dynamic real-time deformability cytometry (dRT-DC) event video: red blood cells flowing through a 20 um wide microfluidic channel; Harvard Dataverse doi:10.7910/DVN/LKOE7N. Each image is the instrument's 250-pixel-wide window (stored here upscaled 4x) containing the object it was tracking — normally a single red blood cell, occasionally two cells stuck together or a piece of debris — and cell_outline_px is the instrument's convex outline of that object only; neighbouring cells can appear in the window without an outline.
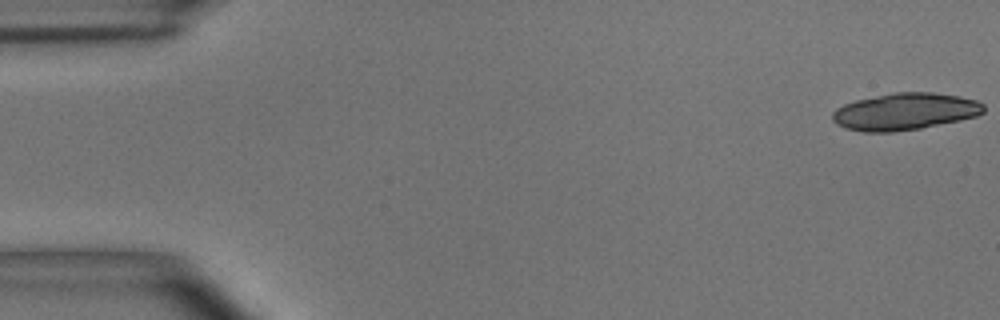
{"species": "common noctule bat (a hibernating species)", "species_latin": "Nyctalus noctula", "temperature_condition": "room temperature", "stored_images_in_passage": 18, "camera_frame_rate_fps": 3000, "um_per_image_px": 0.085, "animal": {"sex": "male", "body_mass_g": 15.6}, "frame": {"image": 1, "passage_image": 1, "time_ms": 0.0, "image_size_px": [1000, 320], "cell_outline_px": [[984, 112], [976, 116], [960, 120], [920, 128], [892, 132], [864, 132], [848, 128], [836, 124], [832, 120], [832, 112], [836, 108], [844, 104], [856, 100], [896, 92], [932, 92], [960, 96], [976, 100], [984, 104]], "centroid_in_image_um": [76.92, 9.48], "position_along_channel_um": 8.1, "area_um2": 32.48}}